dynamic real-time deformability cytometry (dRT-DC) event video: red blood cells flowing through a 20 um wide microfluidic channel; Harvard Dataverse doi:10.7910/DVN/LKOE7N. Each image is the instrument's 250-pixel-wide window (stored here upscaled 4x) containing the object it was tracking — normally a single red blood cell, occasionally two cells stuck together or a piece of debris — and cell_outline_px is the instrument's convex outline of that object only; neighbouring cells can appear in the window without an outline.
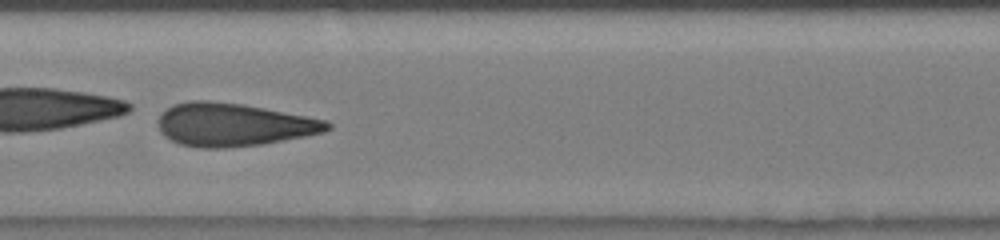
{"species": "human", "species_latin": "Homo sapiens", "temperature_condition": "room temperature", "stored_images_in_passage": 53, "camera_frame_rate_fps": 3000, "um_per_image_px": 0.085, "donor": {"sex": "male"}, "frame": {"image": 1, "passage_image": 31, "time_ms": 10.0, "image_size_px": [1000, 240], "cell_outline_px": [[332, 128], [324, 132], [304, 136], [260, 144], [224, 148], [200, 148], [180, 144], [164, 136], [160, 132], [160, 112], [172, 104], [188, 100], [208, 100], [244, 104], [308, 116], [328, 120], [332, 124]], "centroid_in_image_um": [19.84, 10.58], "position_along_channel_um": 187.6, "area_um2": 42.6}, "authors_computed_cell_mechanics": {"area_um2": 40.8068, "velocity_mm_per_s": 3.9415, "shape_relaxation_time_tau1_ms": 1.6717, "shape_relaxation_time_tau2_ms": 0.9337, "deformation_change_tau1": 0.2543, "deformation_change_tau2": 0.1066}}